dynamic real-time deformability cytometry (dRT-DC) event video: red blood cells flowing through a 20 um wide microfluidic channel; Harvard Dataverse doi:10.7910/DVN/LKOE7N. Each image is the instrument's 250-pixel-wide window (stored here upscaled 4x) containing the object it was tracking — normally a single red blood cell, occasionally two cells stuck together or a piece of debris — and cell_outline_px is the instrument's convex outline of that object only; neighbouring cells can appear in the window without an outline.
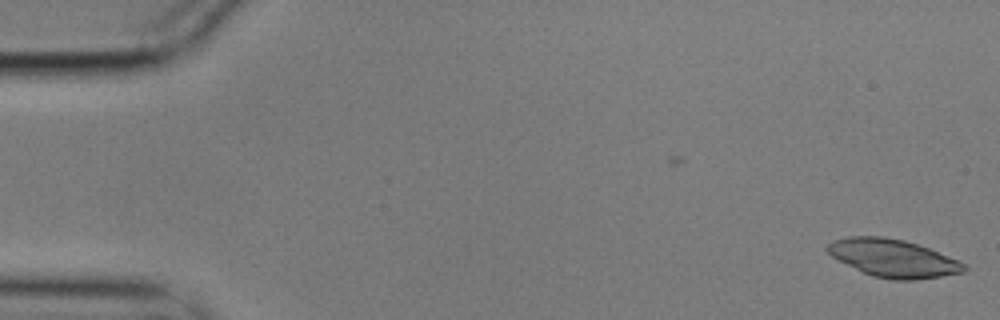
{"species": "common noctule bat (a hibernating species)", "species_latin": "Nyctalus noctula", "temperature_condition": "cold", "stored_images_in_passage": 2, "camera_frame_rate_fps": 3000, "um_per_image_px": 0.085, "animal": {"sex": "male", "body_mass_g": 17.9}, "frame": {"image": 1, "passage_image": 2, "time_ms": 0.333, "image_size_px": [1000, 320], "cell_outline_px": [[968, 268], [964, 272], [916, 280], [896, 280], [872, 276], [832, 256], [824, 248], [832, 240], [848, 236], [880, 236], [904, 240], [928, 248], [960, 260]], "centroid_in_image_um": [75.93, 21.94], "position_along_channel_um": 9.1, "area_um2": 29.88}}